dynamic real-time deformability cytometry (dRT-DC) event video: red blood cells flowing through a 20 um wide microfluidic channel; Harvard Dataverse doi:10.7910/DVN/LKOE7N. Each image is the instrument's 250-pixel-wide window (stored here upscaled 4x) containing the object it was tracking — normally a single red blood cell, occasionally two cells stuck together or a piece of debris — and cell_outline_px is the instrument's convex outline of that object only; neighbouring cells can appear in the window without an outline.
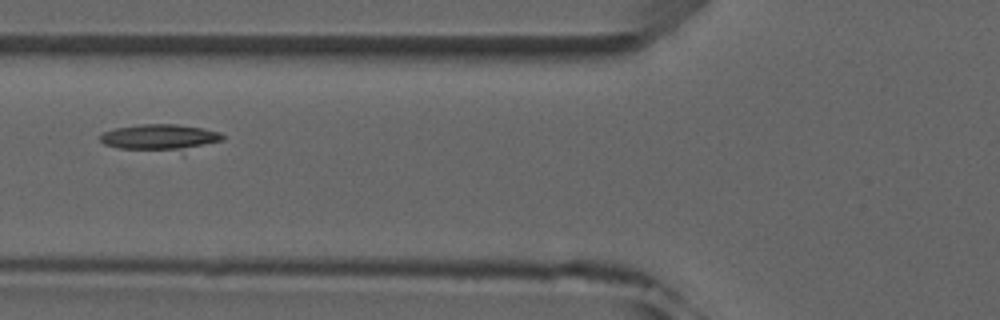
{"species": "common noctule bat (a hibernating species)", "species_latin": "Nyctalus noctula", "temperature_condition": "room temperature", "stored_images_in_passage": 7, "camera_frame_rate_fps": 3000, "um_per_image_px": 0.085, "animal": {"sex": "male", "forearm_length_mm": 52.5}, "frame": {"image": 1, "passage_image": 6, "time_ms": 6.0, "image_size_px": [1000, 320], "cell_outline_px": [[224, 140], [184, 156], [116, 148], [104, 144], [100, 140], [100, 136], [104, 132], [112, 128], [140, 124], [176, 124], [204, 128], [220, 132], [224, 136]], "centroid_in_image_um": [13.73, 11.77], "position_along_channel_um": 112.1, "area_um2": 20.69}}
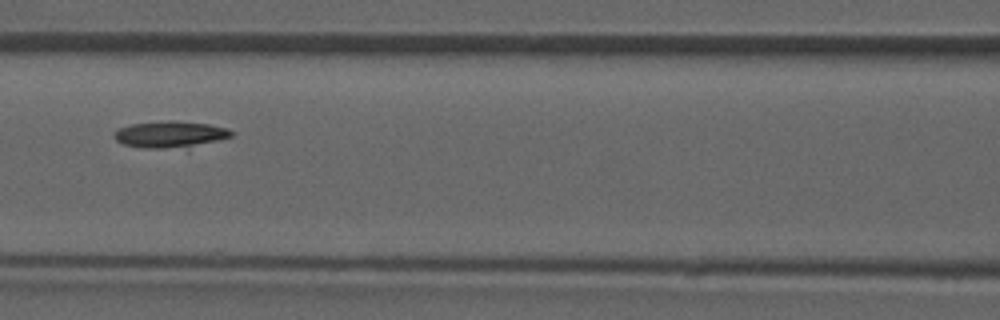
{"frame": {"image": 2, "passage_image": 7, "time_ms": 7.0, "image_size_px": [1000, 320], "cell_outline_px": [[236, 132], [232, 136], [188, 152], [144, 148], [124, 144], [116, 140], [112, 136], [112, 132], [120, 128], [132, 124], [172, 120], [176, 120], [208, 124], [228, 128]], "centroid_in_image_um": [14.58, 11.49], "position_along_channel_um": 152.0, "area_um2": 19.54}}